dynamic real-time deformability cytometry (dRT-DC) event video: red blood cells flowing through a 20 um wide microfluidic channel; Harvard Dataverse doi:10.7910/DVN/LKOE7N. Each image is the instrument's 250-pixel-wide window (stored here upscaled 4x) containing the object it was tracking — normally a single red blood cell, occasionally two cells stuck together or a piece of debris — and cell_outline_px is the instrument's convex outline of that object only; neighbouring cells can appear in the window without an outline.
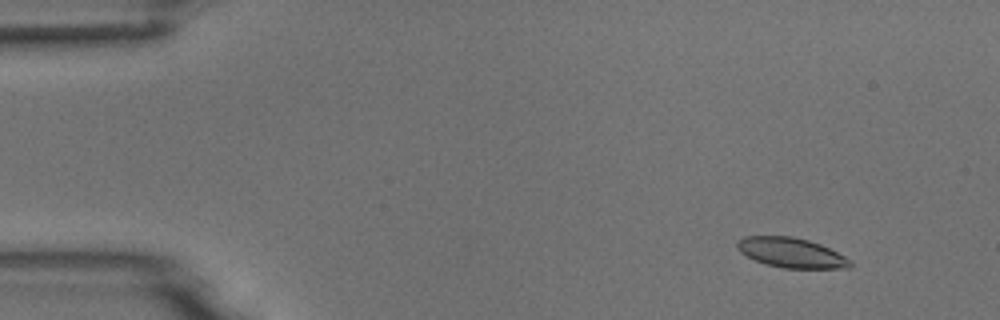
{"species": "common noctule bat (a hibernating species)", "species_latin": "Nyctalus noctula", "temperature_condition": "room temperature", "stored_images_in_passage": 5, "camera_frame_rate_fps": 3000, "um_per_image_px": 0.085, "animal": {"sex": "male", "body_mass_g": 18.8}, "frame": {"image": 1, "passage_image": 2, "time_ms": 0.333, "image_size_px": [1000, 320], "cell_outline_px": [[852, 268], [784, 268], [764, 264], [740, 252], [736, 248], [736, 240], [744, 236], [792, 236], [808, 240], [820, 244], [852, 260]], "centroid_in_image_um": [67.24, 21.48], "position_along_channel_um": 17.8, "area_um2": 19.71}}
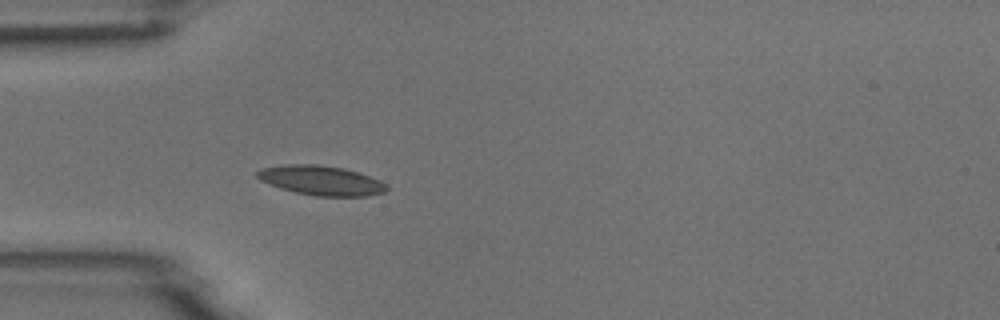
{"frame": {"image": 2, "passage_image": 5, "time_ms": 1.333, "image_size_px": [1000, 320], "cell_outline_px": [[388, 188], [384, 192], [368, 196], [316, 196], [296, 192], [280, 188], [260, 180], [256, 176], [256, 172], [260, 168], [288, 164], [316, 164], [344, 168], [380, 180], [388, 184]], "centroid_in_image_um": [27.29, 15.33], "position_along_channel_um": 57.7, "area_um2": 22.25}}